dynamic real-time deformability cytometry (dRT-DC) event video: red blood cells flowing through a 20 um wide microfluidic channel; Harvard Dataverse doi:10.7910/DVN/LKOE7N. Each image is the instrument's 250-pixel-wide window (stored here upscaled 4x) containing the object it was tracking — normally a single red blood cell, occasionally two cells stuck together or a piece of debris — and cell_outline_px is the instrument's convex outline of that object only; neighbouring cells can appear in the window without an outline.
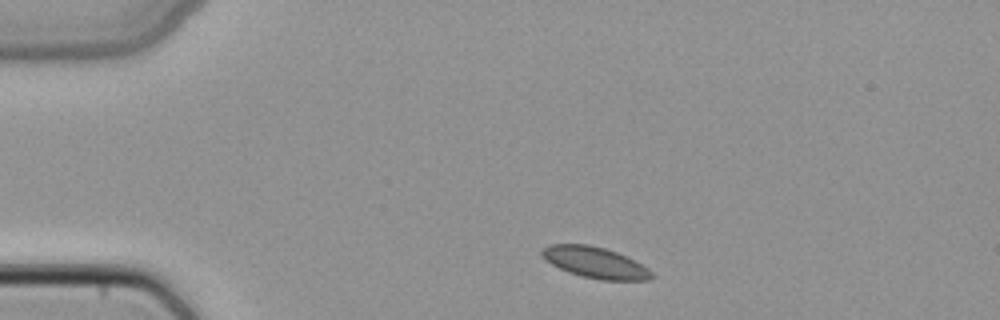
{"species": "common noctule bat (a hibernating species)", "species_latin": "Nyctalus noctula", "temperature_condition": "cold", "stored_images_in_passage": 3, "camera_frame_rate_fps": 3000, "um_per_image_px": 0.085, "animal": {"sex": "female", "body_mass_g": 22.7, "forearm_length_mm": 54.2}, "frame": {"image": 1, "passage_image": 1, "time_ms": 0.0, "image_size_px": [1000, 320], "cell_outline_px": [[652, 276], [648, 280], [600, 280], [568, 272], [552, 264], [540, 252], [548, 244], [588, 244], [604, 248], [616, 252], [636, 260], [648, 268], [652, 272]], "centroid_in_image_um": [50.61, 22.31], "position_along_channel_um": 34.4, "area_um2": 19.65}}
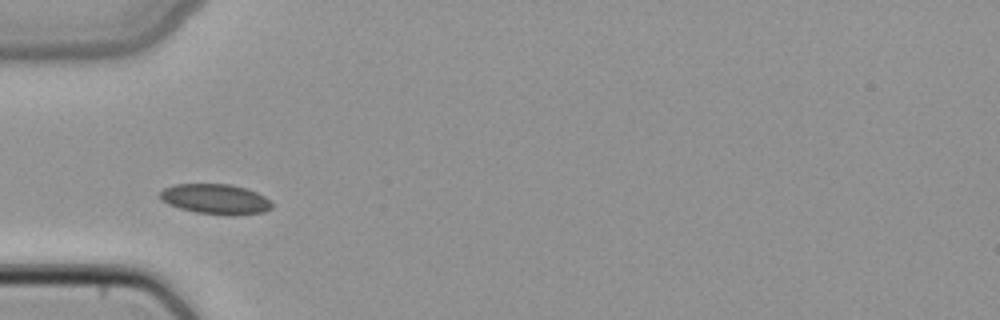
{"frame": {"image": 2, "passage_image": 2, "time_ms": 0.333, "image_size_px": [1000, 320], "cell_outline_px": [[272, 208], [264, 212], [232, 216], [224, 216], [196, 212], [180, 208], [168, 204], [160, 200], [160, 192], [164, 188], [176, 184], [232, 184], [256, 192], [264, 196], [272, 204]], "centroid_in_image_um": [18.31, 16.93], "position_along_channel_um": 66.7, "area_um2": 19.77}}
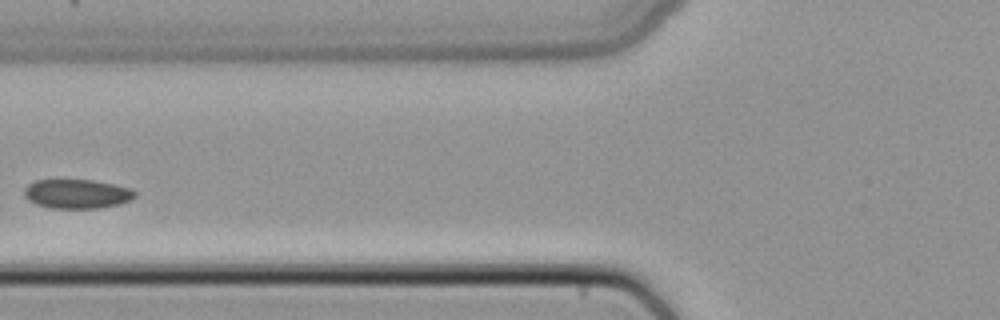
{"frame": {"image": 3, "passage_image": 3, "time_ms": 0.667, "image_size_px": [1000, 320], "cell_outline_px": [[136, 196], [132, 200], [120, 204], [100, 208], [52, 208], [36, 204], [28, 200], [24, 196], [24, 188], [28, 184], [36, 180], [92, 180], [112, 184], [128, 188], [136, 192]], "centroid_in_image_um": [6.53, 16.48], "position_along_channel_um": 119.3, "area_um2": 18.84}}